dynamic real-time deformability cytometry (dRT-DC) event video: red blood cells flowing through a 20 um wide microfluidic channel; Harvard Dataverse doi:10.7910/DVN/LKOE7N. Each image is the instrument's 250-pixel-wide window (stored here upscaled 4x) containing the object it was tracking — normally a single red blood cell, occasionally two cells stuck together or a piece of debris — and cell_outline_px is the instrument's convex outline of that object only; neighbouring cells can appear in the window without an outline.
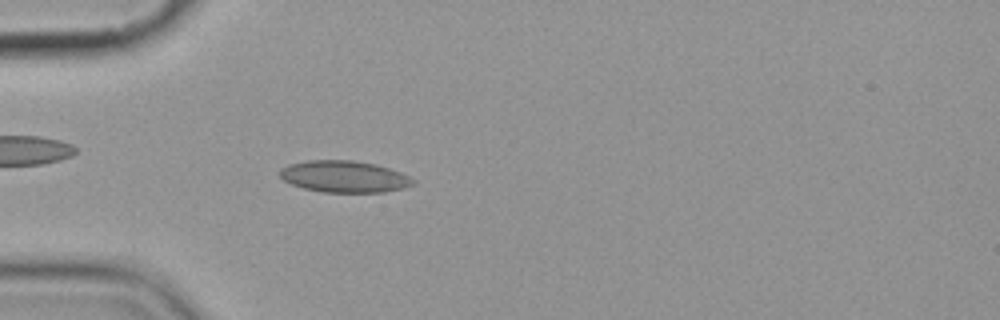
{"species": "common noctule bat (a hibernating species)", "species_latin": "Nyctalus noctula", "temperature_condition": "cold", "stored_images_in_passage": 4, "camera_frame_rate_fps": 3000, "um_per_image_px": 0.085, "animal": {"sex": "female", "body_mass_g": 19.9}, "frame": {"image": 1, "passage_image": 4, "time_ms": 3.333, "image_size_px": [1000, 320], "cell_outline_px": [[416, 184], [404, 188], [384, 192], [324, 192], [304, 188], [292, 184], [284, 180], [280, 176], [280, 168], [288, 164], [308, 160], [352, 160], [376, 164], [400, 172], [416, 180]], "centroid_in_image_um": [29.28, 15.0], "position_along_channel_um": 55.7, "area_um2": 24.62}}